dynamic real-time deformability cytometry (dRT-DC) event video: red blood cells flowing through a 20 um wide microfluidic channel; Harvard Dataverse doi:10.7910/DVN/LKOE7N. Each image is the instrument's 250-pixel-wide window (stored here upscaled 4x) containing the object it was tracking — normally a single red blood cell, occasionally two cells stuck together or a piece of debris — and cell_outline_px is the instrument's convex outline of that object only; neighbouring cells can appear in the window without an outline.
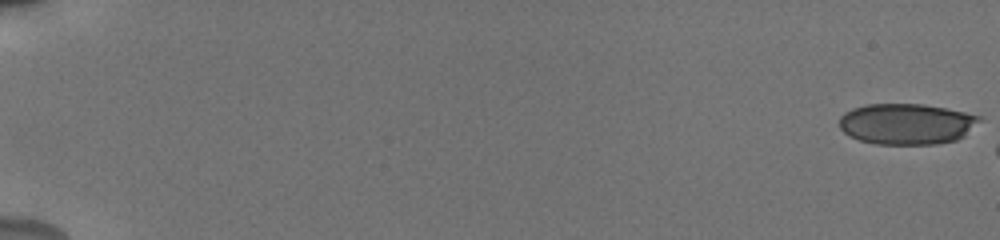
{"species": "human", "species_latin": "Homo sapiens", "temperature_condition": "cold", "stored_images_in_passage": 8, "camera_frame_rate_fps": 3000, "um_per_image_px": 0.085, "donor": {"sex": "male"}, "frame": {"image": 1, "passage_image": 1, "time_ms": 0.0, "image_size_px": [1000, 240], "cell_outline_px": [[980, 120], [964, 136], [956, 140], [936, 144], [876, 144], [860, 140], [848, 136], [840, 128], [840, 116], [844, 112], [852, 108], [868, 104], [924, 104], [964, 112], [980, 116]], "centroid_in_image_um": [77.03, 10.53], "position_along_channel_um": 8.0, "area_um2": 33.35}}